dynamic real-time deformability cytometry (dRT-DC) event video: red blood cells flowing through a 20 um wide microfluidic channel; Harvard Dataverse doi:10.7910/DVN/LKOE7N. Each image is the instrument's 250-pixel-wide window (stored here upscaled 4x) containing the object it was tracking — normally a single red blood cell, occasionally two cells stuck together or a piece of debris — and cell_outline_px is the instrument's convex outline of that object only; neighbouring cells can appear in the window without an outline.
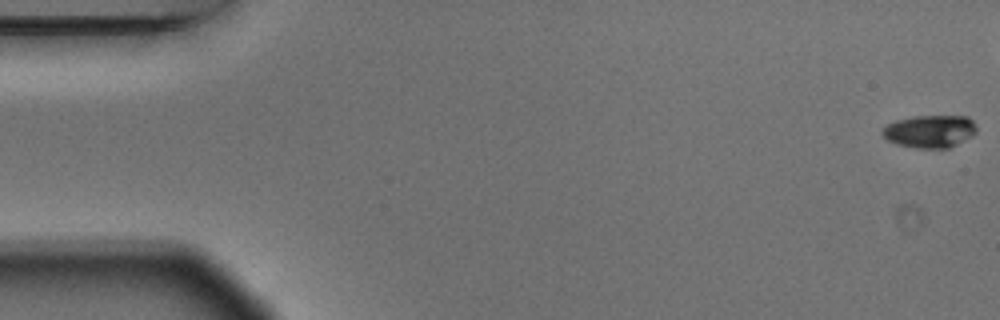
{"species": "Egyptian fruit bat (a non-hibernating species)", "species_latin": "Rousettus aegyptiacus", "temperature_condition": "warm", "stored_images_in_passage": 4, "camera_frame_rate_fps": 3000, "um_per_image_px": 0.085, "animal": {"sex": "male"}, "frame": {"image": 1, "passage_image": 1, "time_ms": 0.0, "image_size_px": [1000, 320], "cell_outline_px": [[976, 132], [972, 136], [948, 148], [916, 148], [900, 144], [888, 140], [880, 132], [888, 124], [896, 120], [912, 116], [968, 116], [976, 124]], "centroid_in_image_um": [79.06, 11.15], "position_along_channel_um": 5.9, "area_um2": 17.8}}